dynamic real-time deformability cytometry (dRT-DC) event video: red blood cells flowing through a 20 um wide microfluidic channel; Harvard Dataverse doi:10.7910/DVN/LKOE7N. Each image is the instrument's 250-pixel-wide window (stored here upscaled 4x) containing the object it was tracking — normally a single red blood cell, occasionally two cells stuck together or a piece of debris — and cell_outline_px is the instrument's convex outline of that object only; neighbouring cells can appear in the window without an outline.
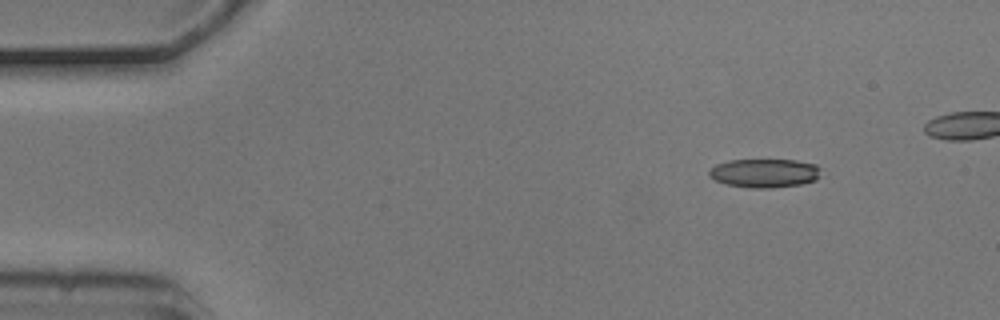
{"species": "common noctule bat (a hibernating species)", "species_latin": "Nyctalus noctula", "temperature_condition": "cold", "stored_images_in_passage": 4, "camera_frame_rate_fps": 3000, "um_per_image_px": 0.085, "animal": {"sex": "male", "body_mass_g": 20.5, "forearm_length_mm": 52.5}, "frame": {"image": 1, "passage_image": 1, "time_ms": 0.0, "image_size_px": [1000, 320], "cell_outline_px": [[820, 168], [816, 180], [800, 184], [772, 188], [752, 188], [728, 184], [716, 180], [708, 176], [708, 172], [716, 164], [728, 160], [796, 160], [816, 164]], "centroid_in_image_um": [64.98, 14.71], "position_along_channel_um": 20.0, "area_um2": 18.61}}